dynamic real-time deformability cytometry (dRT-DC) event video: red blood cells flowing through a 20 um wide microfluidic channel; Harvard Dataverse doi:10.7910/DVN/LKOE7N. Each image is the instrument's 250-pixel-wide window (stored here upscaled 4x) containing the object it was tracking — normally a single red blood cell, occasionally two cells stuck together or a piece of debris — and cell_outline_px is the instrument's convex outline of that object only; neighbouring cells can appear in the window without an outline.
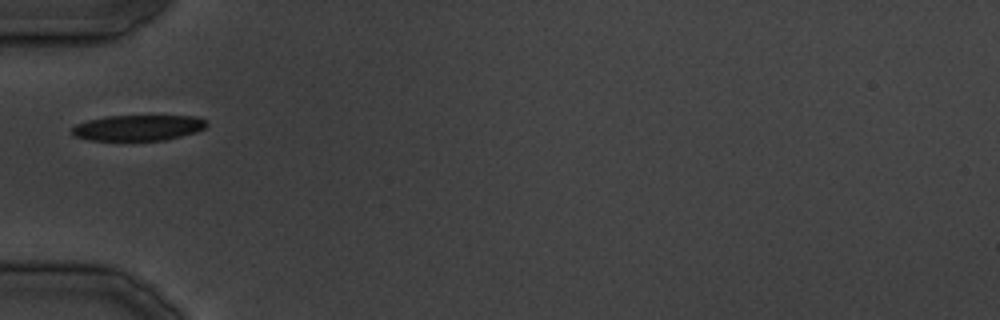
{"species": "common noctule bat (a hibernating species)", "species_latin": "Nyctalus noctula", "temperature_condition": "cold", "stored_images_in_passage": 25, "camera_frame_rate_fps": 3000, "um_per_image_px": 0.085, "animal": {"sex": "male", "body_mass_g": 19.5, "forearm_length_mm": 54.6}, "frame": {"image": 1, "passage_image": 1, "time_ms": 0.0, "image_size_px": [1000, 320], "cell_outline_px": [[208, 124], [204, 128], [196, 132], [164, 140], [88, 140], [72, 136], [72, 128], [76, 124], [88, 120], [108, 116], [196, 116], [208, 120]], "centroid_in_image_um": [11.74, 10.86], "position_along_channel_um": 73.3, "area_um2": 20.17}}
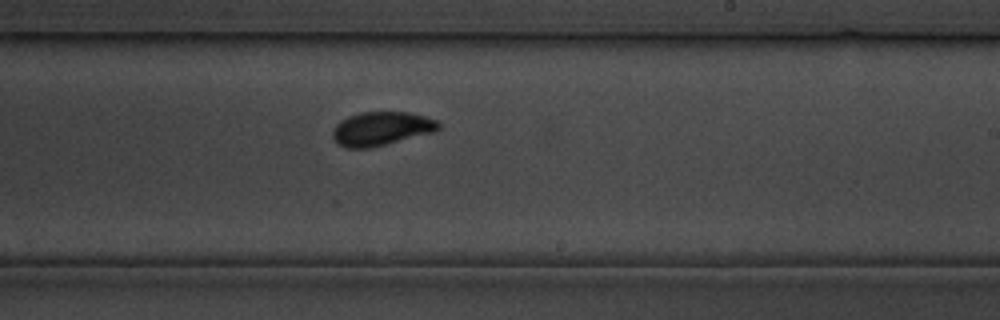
{"frame": {"image": 2, "passage_image": 11, "time_ms": 12.333, "image_size_px": [1000, 320], "cell_outline_px": [[440, 128], [436, 132], [368, 148], [344, 148], [336, 144], [332, 136], [332, 132], [336, 124], [340, 120], [348, 116], [360, 112], [408, 112], [424, 116], [436, 120], [440, 124]], "centroid_in_image_um": [32.39, 10.94], "position_along_channel_um": 256.6, "area_um2": 20.98}}
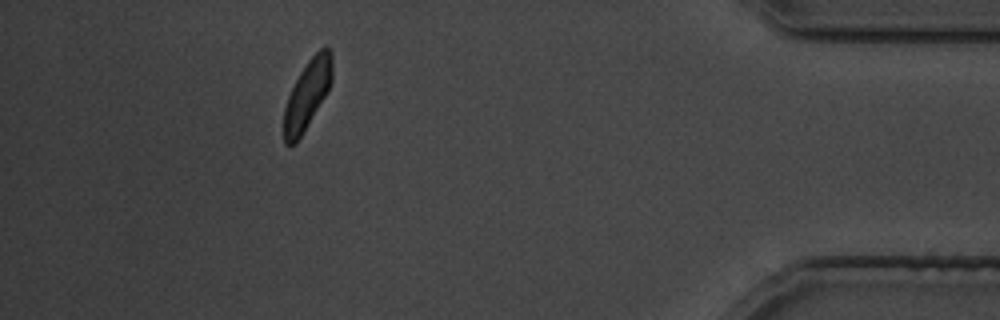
{"frame": {"image": 3, "passage_image": 22, "time_ms": 25.667, "image_size_px": [1000, 320], "cell_outline_px": [[332, 80], [328, 92], [296, 144], [284, 144], [284, 108], [288, 96], [300, 72], [308, 60], [320, 48], [328, 48], [332, 52]], "centroid_in_image_um": [26.13, 8.05], "position_along_channel_um": 409.1, "area_um2": 19.31}}